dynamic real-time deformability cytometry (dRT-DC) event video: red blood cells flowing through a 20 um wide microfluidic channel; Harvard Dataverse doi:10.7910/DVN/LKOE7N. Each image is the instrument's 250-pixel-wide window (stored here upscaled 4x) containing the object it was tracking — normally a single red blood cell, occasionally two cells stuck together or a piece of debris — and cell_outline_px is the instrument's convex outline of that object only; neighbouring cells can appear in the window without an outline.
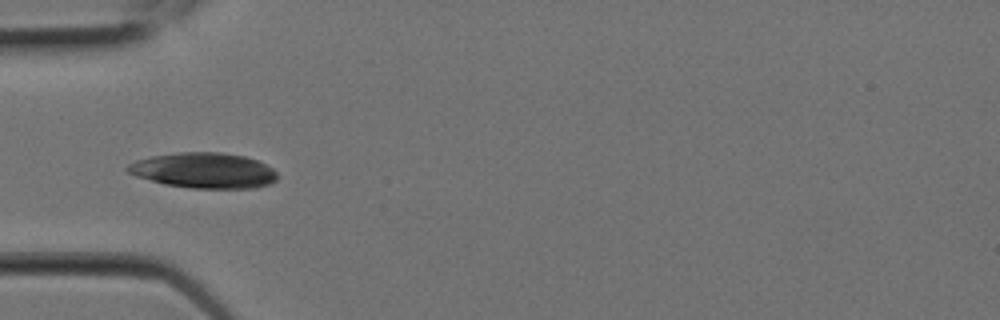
{"species": "Egyptian fruit bat (a non-hibernating species)", "species_latin": "Rousettus aegyptiacus", "temperature_condition": "room temperature", "stored_images_in_passage": 7, "camera_frame_rate_fps": 3000, "um_per_image_px": 0.085, "animal": {"sex": "female"}, "frame": {"image": 1, "passage_image": 5, "time_ms": 1.333, "image_size_px": [1000, 320], "cell_outline_px": [[276, 180], [268, 184], [252, 188], [192, 188], [164, 184], [136, 176], [128, 172], [124, 168], [128, 164], [136, 160], [152, 156], [176, 152], [220, 152], [244, 156], [256, 160], [272, 168], [276, 172]], "centroid_in_image_um": [17.29, 14.48], "position_along_channel_um": 67.7, "area_um2": 30.81}}
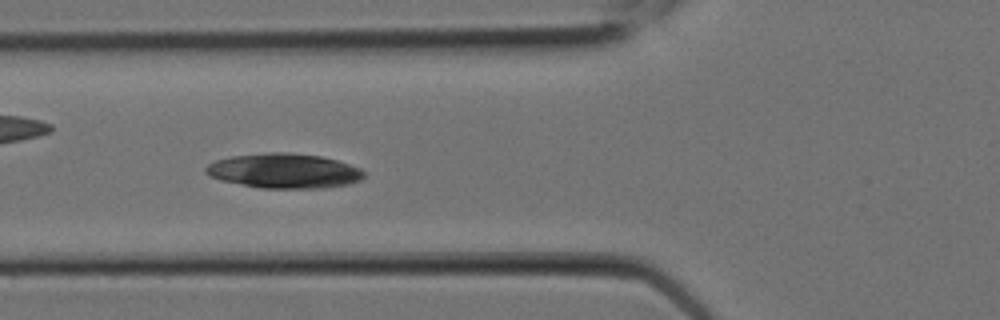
{"frame": {"image": 2, "passage_image": 6, "time_ms": 1.667, "image_size_px": [1000, 320], "cell_outline_px": [[364, 176], [360, 180], [348, 184], [320, 188], [260, 188], [220, 180], [208, 176], [204, 172], [204, 168], [208, 164], [216, 160], [232, 156], [268, 152], [288, 152], [320, 156], [336, 160], [360, 168], [364, 172]], "centroid_in_image_um": [24.1, 14.52], "position_along_channel_um": 101.7, "area_um2": 32.02}}